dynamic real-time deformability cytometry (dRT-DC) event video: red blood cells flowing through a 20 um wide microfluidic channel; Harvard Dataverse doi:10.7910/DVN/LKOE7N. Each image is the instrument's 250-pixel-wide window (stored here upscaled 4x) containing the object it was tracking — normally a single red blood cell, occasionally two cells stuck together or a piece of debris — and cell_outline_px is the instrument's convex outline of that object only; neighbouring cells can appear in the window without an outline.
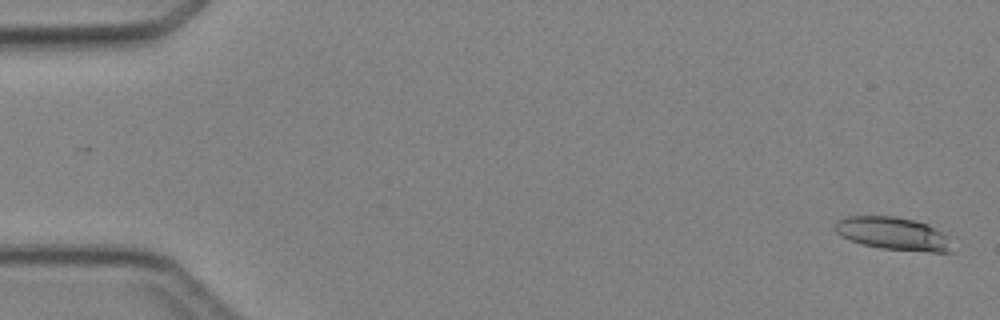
{"species": "Egyptian fruit bat (a non-hibernating species)", "species_latin": "Rousettus aegyptiacus", "temperature_condition": "cold", "stored_images_in_passage": 4, "camera_frame_rate_fps": 3000, "um_per_image_px": 0.085, "animal": {"sex": "female"}, "frame": {"image": 1, "passage_image": 1, "time_ms": 0.0, "image_size_px": [1000, 320], "cell_outline_px": [[952, 252], [932, 252], [880, 248], [864, 244], [852, 240], [836, 232], [832, 228], [832, 224], [836, 220], [848, 216], [896, 216], [928, 224], [948, 236]], "centroid_in_image_um": [75.9, 19.84], "position_along_channel_um": 9.1, "area_um2": 22.31}}
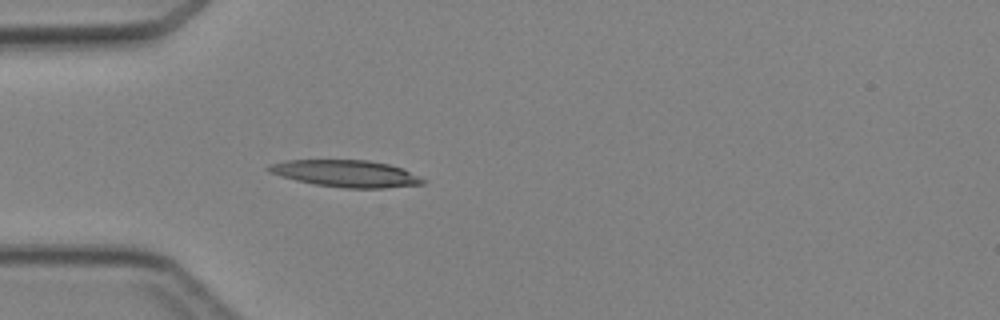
{"frame": {"image": 2, "passage_image": 4, "time_ms": 4.333, "image_size_px": [1000, 320], "cell_outline_px": [[428, 180], [424, 184], [384, 188], [344, 188], [316, 184], [296, 180], [280, 176], [268, 172], [264, 168], [268, 164], [284, 160], [368, 160], [388, 164], [404, 168]], "centroid_in_image_um": [29.41, 14.74], "position_along_channel_um": 55.6, "area_um2": 24.45}}